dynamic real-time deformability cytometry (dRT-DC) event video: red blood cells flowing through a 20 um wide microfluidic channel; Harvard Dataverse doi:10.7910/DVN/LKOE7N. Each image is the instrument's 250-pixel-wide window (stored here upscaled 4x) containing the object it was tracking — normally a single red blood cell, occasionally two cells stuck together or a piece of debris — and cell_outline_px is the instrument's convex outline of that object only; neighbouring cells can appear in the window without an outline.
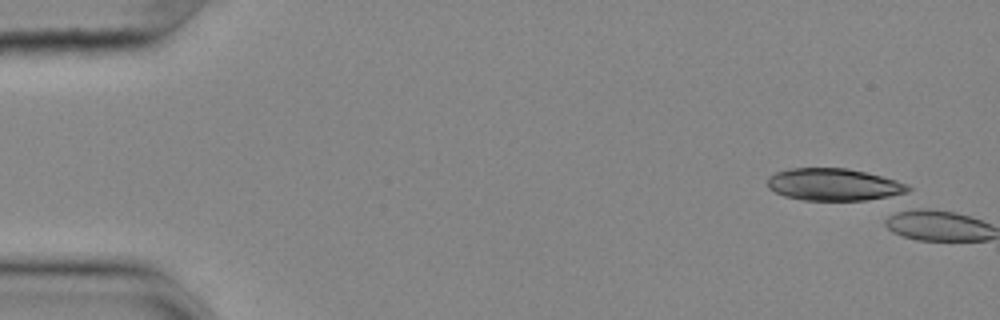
{"species": "common noctule bat (a hibernating species)", "species_latin": "Nyctalus noctula", "temperature_condition": "cold", "stored_images_in_passage": 1, "camera_frame_rate_fps": 3000, "um_per_image_px": 0.085, "animal": {"sex": "female", "body_mass_g": 25.1}, "frame": {"image": 1, "passage_image": 1, "time_ms": 0.0, "image_size_px": [1000, 320], "cell_outline_px": [[912, 188], [908, 192], [900, 196], [864, 200], [804, 200], [784, 196], [768, 188], [768, 176], [776, 172], [788, 168], [848, 168], [896, 180], [908, 184]], "centroid_in_image_um": [70.91, 15.69], "position_along_channel_um": 14.1, "area_um2": 26.59}}